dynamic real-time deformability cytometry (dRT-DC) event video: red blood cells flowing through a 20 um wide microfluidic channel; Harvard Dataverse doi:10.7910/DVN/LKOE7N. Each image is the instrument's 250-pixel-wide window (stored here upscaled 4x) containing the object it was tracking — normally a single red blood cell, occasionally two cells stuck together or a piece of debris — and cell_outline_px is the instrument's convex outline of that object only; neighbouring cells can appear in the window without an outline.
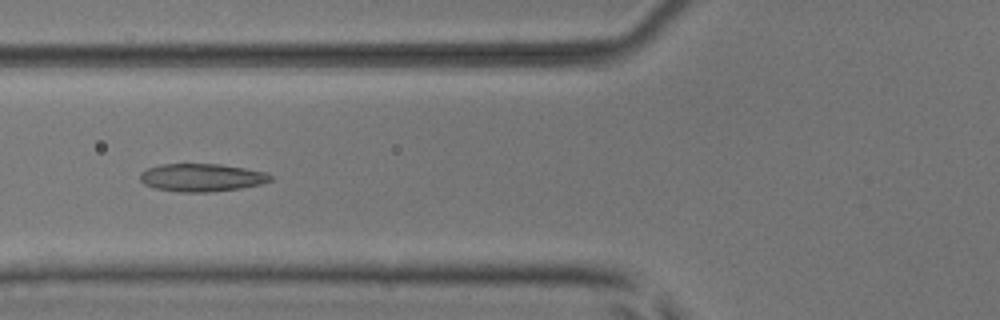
{"species": "common noctule bat (a hibernating species)", "species_latin": "Nyctalus noctula", "temperature_condition": "room temperature", "stored_images_in_passage": 53, "camera_frame_rate_fps": 3000, "um_per_image_px": 0.085, "animal": {"sex": "male", "body_mass_g": 17.9, "forearm_length_mm": 54.2}, "frame": {"image": 1, "passage_image": 21, "time_ms": 6.667, "image_size_px": [1000, 320], "cell_outline_px": [[272, 180], [260, 184], [240, 188], [208, 192], [180, 192], [156, 188], [144, 184], [140, 180], [140, 172], [148, 168], [160, 164], [220, 164], [244, 168], [264, 172], [272, 176]], "centroid_in_image_um": [17.12, 15.09], "position_along_channel_um": 108.7, "area_um2": 21.04}}
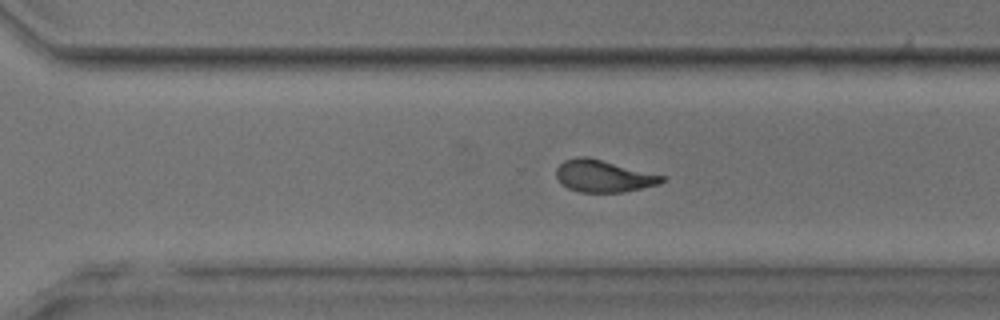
{"frame": {"image": 2, "passage_image": 37, "time_ms": 12.0, "image_size_px": [1000, 320], "cell_outline_px": [[664, 180], [660, 184], [620, 192], [580, 192], [568, 188], [556, 176], [556, 168], [564, 160], [580, 156], [588, 156], [664, 176]], "centroid_in_image_um": [51.27, 14.95], "position_along_channel_um": 319.3, "area_um2": 19.42}}
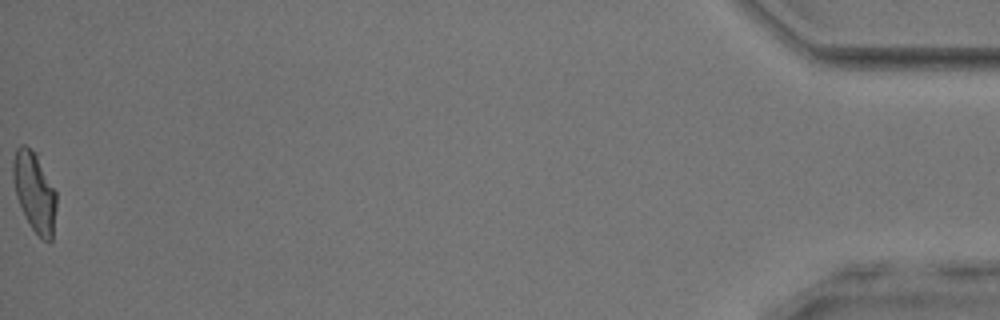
{"frame": {"image": 3, "passage_image": 53, "time_ms": 17.333, "image_size_px": [1000, 320], "cell_outline_px": [[56, 208], [52, 240], [48, 244], [32, 228], [16, 196], [12, 176], [12, 160], [16, 148], [20, 144], [24, 144], [36, 152], [56, 192]], "centroid_in_image_um": [2.93, 16.26], "position_along_channel_um": 432.3, "area_um2": 20.11}, "authors_computed_cell_mechanics": {"area_um2": 20.6346, "velocity_mm_per_s": 3.955, "shape_relaxation_time_tau1_ms": null, "shape_relaxation_time_tau2_ms": 1.8784, "deformation_change_tau1": null, "deformation_change_tau2": 0.0921}}